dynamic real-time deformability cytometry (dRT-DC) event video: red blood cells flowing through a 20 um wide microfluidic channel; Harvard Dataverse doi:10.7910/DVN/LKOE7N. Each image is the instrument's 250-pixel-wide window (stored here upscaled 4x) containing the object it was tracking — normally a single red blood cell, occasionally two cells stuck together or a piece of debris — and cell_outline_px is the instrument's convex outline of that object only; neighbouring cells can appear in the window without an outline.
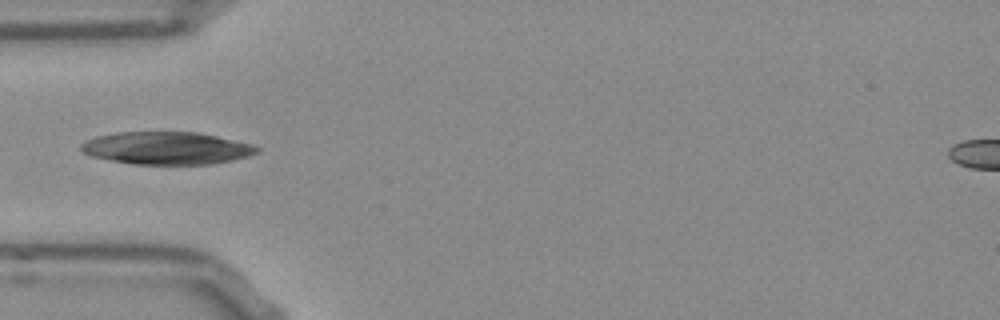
{"species": "Egyptian fruit bat (a non-hibernating species)", "species_latin": "Rousettus aegyptiacus", "temperature_condition": "room temperature", "stored_images_in_passage": 31, "camera_frame_rate_fps": 3000, "um_per_image_px": 0.085, "frame": {"image": 1, "passage_image": 1, "time_ms": 0.0, "image_size_px": [1000, 320], "cell_outline_px": [[260, 152], [248, 156], [232, 160], [212, 164], [132, 164], [92, 156], [84, 152], [80, 148], [80, 144], [84, 140], [96, 136], [116, 132], [196, 132], [216, 136], [252, 144], [260, 148]], "centroid_in_image_um": [14.16, 12.58], "position_along_channel_um": 70.8, "area_um2": 33.35}}
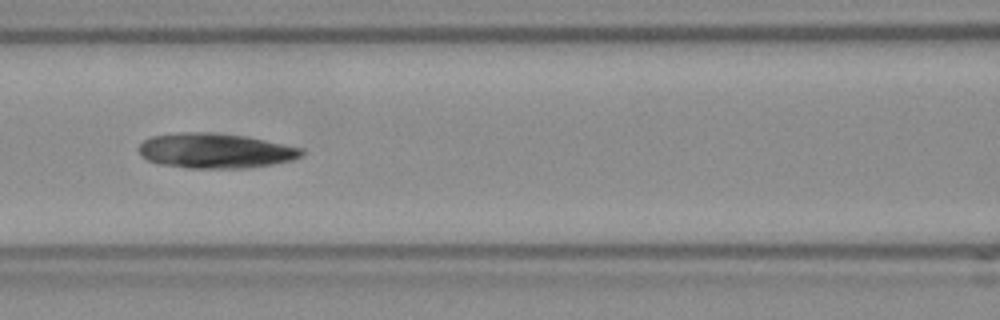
{"frame": {"image": 2, "passage_image": 7, "time_ms": 2.0, "image_size_px": [1000, 320], "cell_outline_px": [[304, 152], [300, 156], [292, 160], [272, 164], [244, 168], [188, 168], [160, 164], [148, 160], [140, 152], [140, 144], [144, 140], [152, 136], [176, 132], [216, 132], [244, 136], [304, 148]], "centroid_in_image_um": [18.31, 12.8], "position_along_channel_um": 148.3, "area_um2": 33.06}}
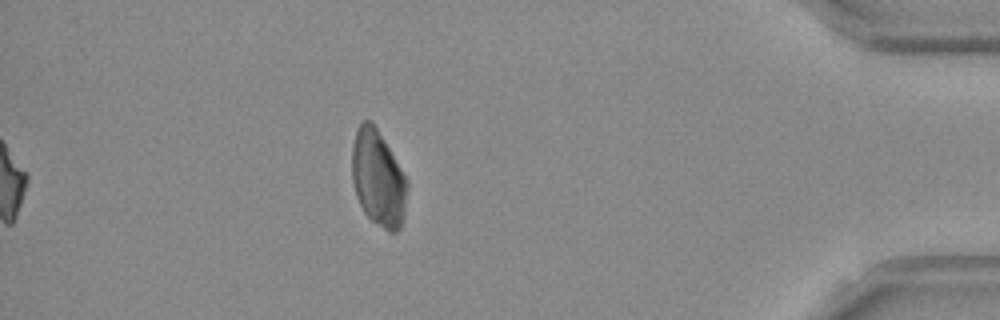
{"frame": {"image": 3, "passage_image": 31, "time_ms": 10.0, "image_size_px": [1000, 320], "cell_outline_px": [[408, 188], [404, 212], [400, 228], [396, 232], [388, 232], [372, 220], [364, 212], [356, 196], [352, 180], [352, 148], [356, 128], [364, 120], [372, 120], [408, 180]], "centroid_in_image_um": [32.14, 15.15], "position_along_channel_um": 403.1, "area_um2": 30.92}}